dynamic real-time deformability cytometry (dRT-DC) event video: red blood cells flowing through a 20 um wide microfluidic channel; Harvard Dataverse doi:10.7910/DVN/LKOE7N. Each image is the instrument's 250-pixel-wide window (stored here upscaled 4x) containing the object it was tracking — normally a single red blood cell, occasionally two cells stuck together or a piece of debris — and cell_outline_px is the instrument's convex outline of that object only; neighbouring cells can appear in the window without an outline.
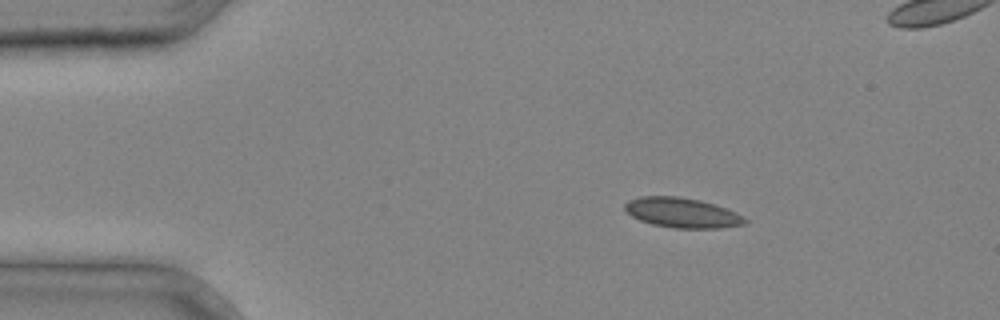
{"species": "common noctule bat (a hibernating species)", "species_latin": "Nyctalus noctula", "temperature_condition": "cold", "stored_images_in_passage": 31, "camera_frame_rate_fps": 3000, "um_per_image_px": 0.085, "animal": {"sex": "male", "body_mass_g": 20.4}, "frame": {"image": 1, "passage_image": 1, "time_ms": 0.0, "image_size_px": [1000, 320], "cell_outline_px": [[748, 224], [720, 228], [672, 228], [652, 224], [640, 220], [632, 216], [624, 208], [624, 204], [628, 200], [640, 196], [676, 196], [700, 200], [736, 212], [744, 216], [748, 220]], "centroid_in_image_um": [57.99, 18.09], "position_along_channel_um": 27.0, "area_um2": 20.98}}
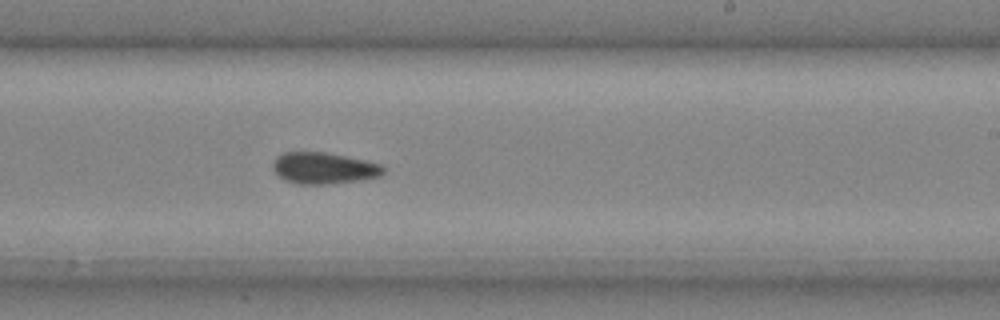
{"frame": {"image": 2, "passage_image": 18, "time_ms": 5.667, "image_size_px": [1000, 320], "cell_outline_px": [[384, 172], [380, 176], [360, 180], [324, 184], [296, 184], [284, 180], [276, 172], [272, 164], [276, 156], [284, 152], [324, 152], [384, 164]], "centroid_in_image_um": [27.52, 14.29], "position_along_channel_um": 261.5, "area_um2": 20.17}}
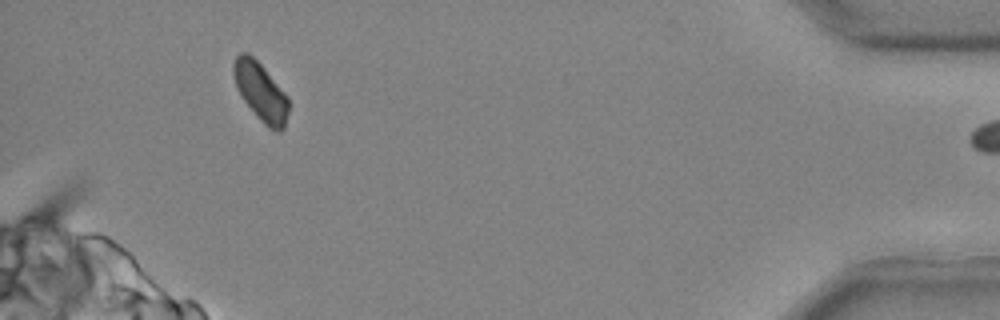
{"frame": {"image": 3, "passage_image": 30, "time_ms": 9.667, "image_size_px": [1000, 320], "cell_outline_px": [[288, 112], [284, 128], [280, 132], [276, 132], [268, 128], [264, 124], [240, 96], [236, 88], [232, 72], [232, 64], [236, 56], [240, 52], [248, 52], [264, 68], [288, 96]], "centroid_in_image_um": [22.14, 7.79], "position_along_channel_um": 413.1, "area_um2": 18.79}}